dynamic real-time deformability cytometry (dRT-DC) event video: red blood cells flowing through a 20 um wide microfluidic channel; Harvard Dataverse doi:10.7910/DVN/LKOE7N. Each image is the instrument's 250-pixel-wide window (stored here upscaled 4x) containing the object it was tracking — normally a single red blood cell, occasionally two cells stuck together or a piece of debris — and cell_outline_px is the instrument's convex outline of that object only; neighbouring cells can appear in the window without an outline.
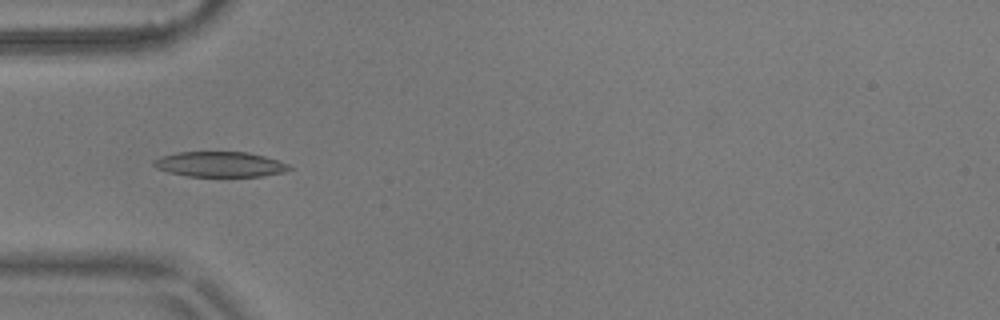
{"species": "common noctule bat (a hibernating species)", "species_latin": "Nyctalus noctula", "temperature_condition": "warm", "stored_images_in_passage": 8, "camera_frame_rate_fps": 3000, "um_per_image_px": 0.085, "animal": {"sex": "male", "body_mass_g": 17.9}, "frame": {"image": 1, "passage_image": 2, "time_ms": 0.333, "image_size_px": [1000, 320], "cell_outline_px": [[292, 168], [284, 172], [260, 176], [188, 176], [168, 172], [156, 168], [152, 164], [152, 160], [160, 156], [176, 152], [248, 152], [264, 156], [288, 164]], "centroid_in_image_um": [18.64, 13.96], "position_along_channel_um": 66.4, "area_um2": 19.88}}
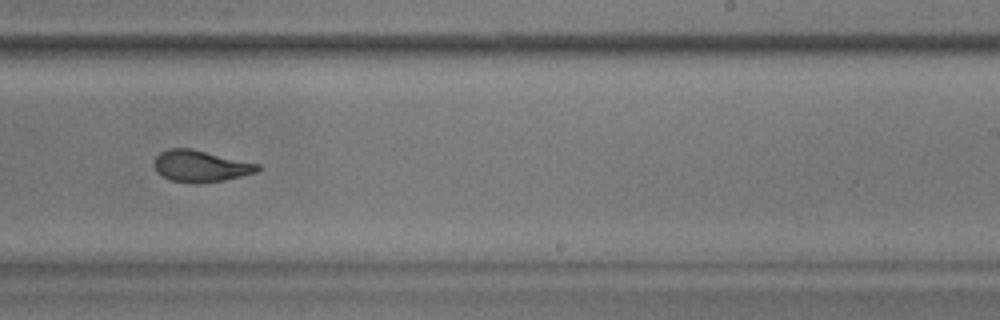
{"frame": {"image": 2, "passage_image": 7, "time_ms": 2.0, "image_size_px": [1000, 320], "cell_outline_px": [[260, 168], [256, 172], [224, 180], [172, 180], [156, 172], [152, 164], [156, 156], [160, 152], [168, 148], [192, 148], [260, 164]], "centroid_in_image_um": [17.03, 14.05], "position_along_channel_um": 272.0, "area_um2": 18.38}}
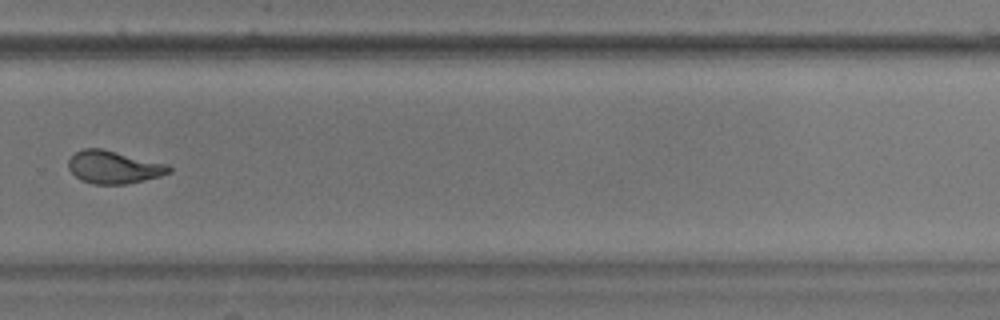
{"frame": {"image": 3, "passage_image": 8, "time_ms": 2.333, "image_size_px": [1000, 320], "cell_outline_px": [[172, 172], [160, 176], [144, 180], [124, 184], [92, 184], [80, 180], [68, 168], [68, 160], [76, 152], [84, 148], [100, 148], [168, 164], [172, 168]], "centroid_in_image_um": [9.67, 14.21], "position_along_channel_um": 320.1, "area_um2": 19.13}}